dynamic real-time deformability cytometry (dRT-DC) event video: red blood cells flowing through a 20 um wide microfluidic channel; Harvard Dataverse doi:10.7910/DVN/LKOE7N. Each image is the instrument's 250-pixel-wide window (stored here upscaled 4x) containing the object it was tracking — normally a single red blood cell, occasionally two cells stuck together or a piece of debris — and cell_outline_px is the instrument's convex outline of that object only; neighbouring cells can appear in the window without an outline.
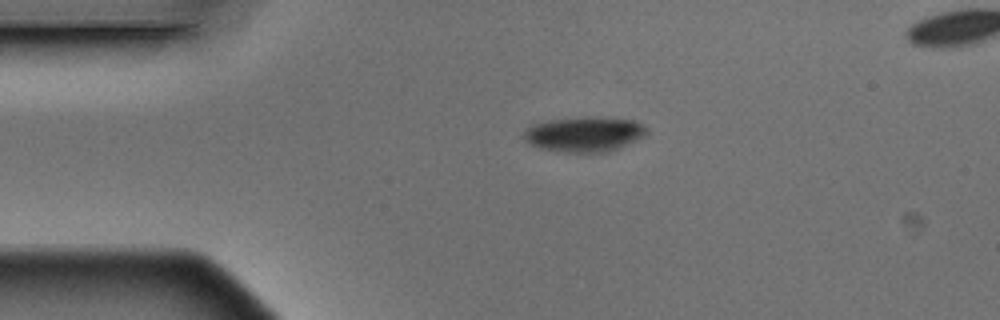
{"species": "Egyptian fruit bat (a non-hibernating species)", "species_latin": "Rousettus aegyptiacus", "temperature_condition": "warm", "stored_images_in_passage": 3, "segment_of_instrument_passage": [1, 2], "camera_frame_rate_fps": 3000, "um_per_image_px": 0.085, "animal": {"sex": "male"}, "frame": {"image": 1, "passage_image": 1, "time_ms": 0.0, "image_size_px": [1000, 320], "cell_outline_px": [[648, 132], [644, 136], [620, 148], [608, 152], [564, 152], [540, 148], [524, 140], [520, 136], [532, 124], [548, 120], [636, 120], [648, 128]], "centroid_in_image_um": [49.65, 11.47], "position_along_channel_um": 35.3, "area_um2": 24.04}}